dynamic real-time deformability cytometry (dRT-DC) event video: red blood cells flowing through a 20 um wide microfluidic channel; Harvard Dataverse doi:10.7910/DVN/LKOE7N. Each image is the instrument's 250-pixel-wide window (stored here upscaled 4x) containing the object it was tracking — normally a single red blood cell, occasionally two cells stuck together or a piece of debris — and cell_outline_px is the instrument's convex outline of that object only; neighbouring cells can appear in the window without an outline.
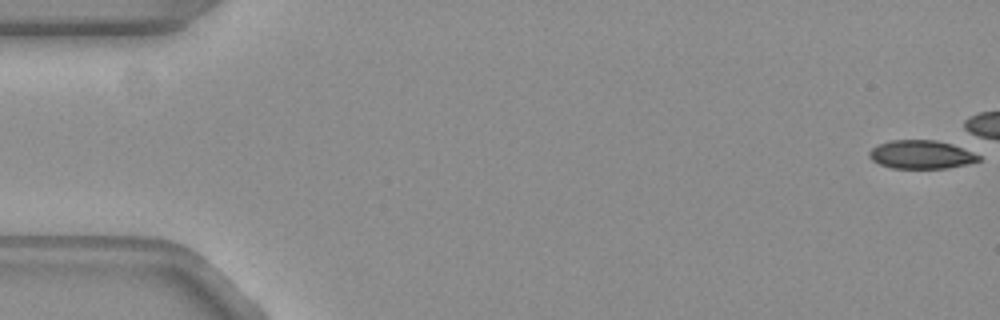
{"species": "common noctule bat (a hibernating species)", "species_latin": "Nyctalus noctula", "temperature_condition": "warm", "stored_images_in_passage": 27, "camera_frame_rate_fps": 3000, "um_per_image_px": 0.085, "animal": {"sex": "female", "body_mass_g": 19.3, "forearm_length_mm": 54.1}, "frame": {"image": 1, "passage_image": 1, "time_ms": 0.0, "image_size_px": [1000, 320], "cell_outline_px": [[980, 160], [948, 168], [892, 168], [880, 164], [872, 160], [868, 156], [868, 152], [872, 148], [880, 144], [892, 140], [936, 140], [952, 144], [972, 152], [980, 156]], "centroid_in_image_um": [78.27, 13.13], "position_along_channel_um": 6.7, "area_um2": 17.92}}